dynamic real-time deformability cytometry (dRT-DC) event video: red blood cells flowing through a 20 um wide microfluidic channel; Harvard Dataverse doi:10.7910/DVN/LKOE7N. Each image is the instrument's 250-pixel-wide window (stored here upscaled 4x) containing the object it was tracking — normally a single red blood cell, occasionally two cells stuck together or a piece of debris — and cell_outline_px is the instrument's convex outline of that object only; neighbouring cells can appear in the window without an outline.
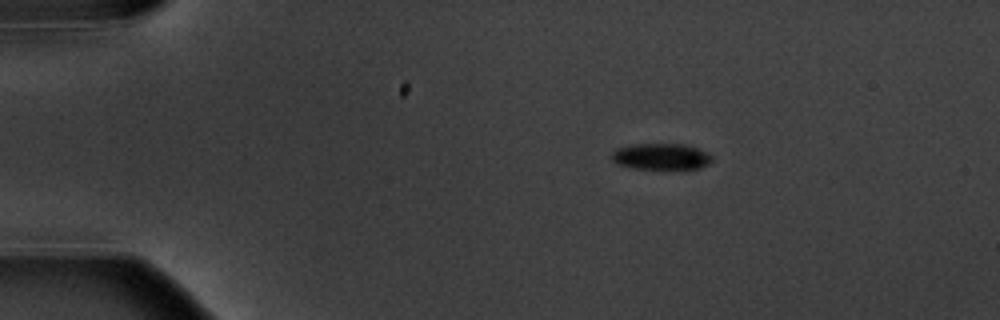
{"species": "common noctule bat (a hibernating species)", "species_latin": "Nyctalus noctula", "temperature_condition": "warm", "stored_images_in_passage": 3, "camera_frame_rate_fps": 3000, "um_per_image_px": 0.085, "animal": {"sex": "male", "body_mass_g": 20.1, "forearm_length_mm": 53.5}, "frame": {"image": 1, "passage_image": 1, "time_ms": 0.0, "image_size_px": [1000, 320], "cell_outline_px": [[712, 160], [708, 164], [700, 168], [632, 168], [616, 164], [612, 160], [612, 152], [628, 144], [684, 144], [696, 148], [712, 156]], "centroid_in_image_um": [56.16, 13.3], "position_along_channel_um": 28.8, "area_um2": 15.09}}